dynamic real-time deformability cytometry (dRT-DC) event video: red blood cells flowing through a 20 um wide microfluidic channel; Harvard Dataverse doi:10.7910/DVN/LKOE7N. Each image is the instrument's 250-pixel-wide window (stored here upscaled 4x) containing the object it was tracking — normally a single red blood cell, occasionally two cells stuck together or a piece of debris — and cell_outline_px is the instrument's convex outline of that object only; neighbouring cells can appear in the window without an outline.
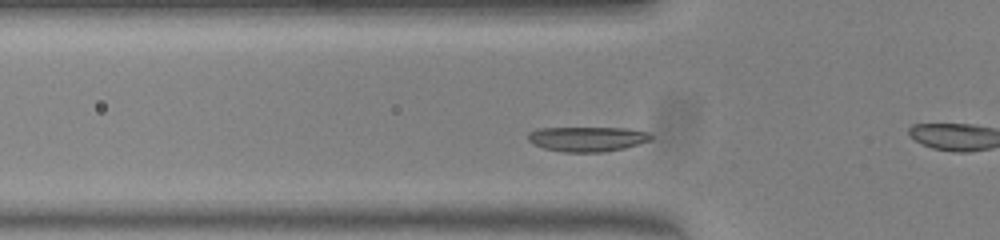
{"species": "common noctule bat (a hibernating species)", "species_latin": "Nyctalus noctula", "temperature_condition": "warm", "stored_images_in_passage": 40, "camera_frame_rate_fps": 3000, "um_per_image_px": 0.085, "animal": {"sex": "female", "body_mass_g": 23.0, "forearm_length_mm": 53.4}, "frame": {"image": 1, "passage_image": 13, "time_ms": 4.0, "image_size_px": [1000, 240], "cell_outline_px": [[652, 140], [624, 148], [604, 152], [560, 152], [544, 148], [532, 144], [528, 140], [528, 132], [536, 128], [628, 128], [648, 132], [652, 136]], "centroid_in_image_um": [49.9, 11.81], "position_along_channel_um": 75.9, "area_um2": 17.98}}
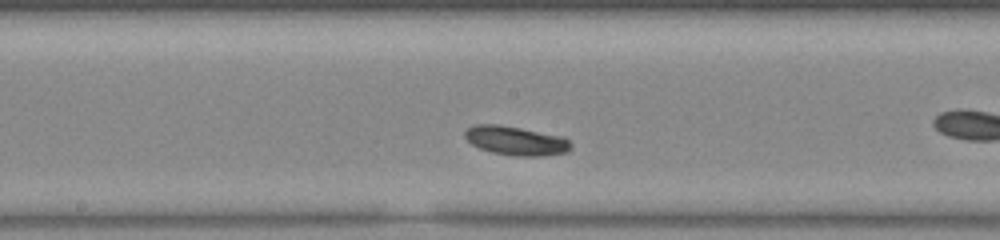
{"frame": {"image": 2, "passage_image": 23, "time_ms": 7.333, "image_size_px": [1000, 240], "cell_outline_px": [[572, 148], [568, 152], [544, 156], [512, 156], [492, 152], [480, 148], [472, 144], [464, 136], [464, 132], [468, 128], [476, 124], [500, 124], [564, 136], [572, 144]], "centroid_in_image_um": [43.89, 11.96], "position_along_channel_um": 204.3, "area_um2": 18.15}}
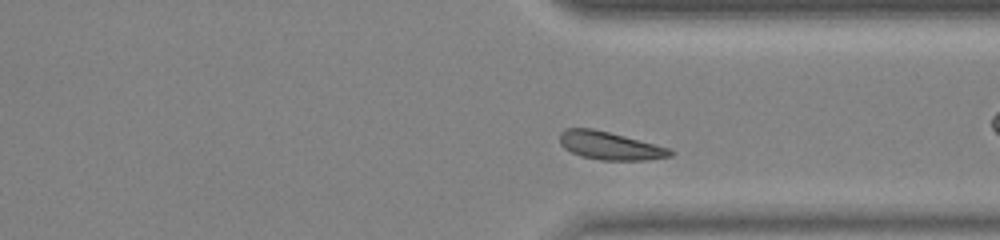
{"frame": {"image": 3, "passage_image": 35, "time_ms": 11.333, "image_size_px": [1000, 240], "cell_outline_px": [[676, 152], [672, 156], [648, 160], [600, 160], [580, 156], [564, 148], [560, 144], [560, 132], [564, 128], [592, 128], [672, 148]], "centroid_in_image_um": [51.87, 12.39], "position_along_channel_um": 359.5, "area_um2": 18.21}, "authors_computed_cell_mechanics": {"area_um2": 17.3689, "velocity_mm_per_s": 3.8641, "shape_relaxation_time_tau1_ms": null, "shape_relaxation_time_tau2_ms": 5.1905, "deformation_change_tau1": null, "deformation_change_tau2": 0.1316}}